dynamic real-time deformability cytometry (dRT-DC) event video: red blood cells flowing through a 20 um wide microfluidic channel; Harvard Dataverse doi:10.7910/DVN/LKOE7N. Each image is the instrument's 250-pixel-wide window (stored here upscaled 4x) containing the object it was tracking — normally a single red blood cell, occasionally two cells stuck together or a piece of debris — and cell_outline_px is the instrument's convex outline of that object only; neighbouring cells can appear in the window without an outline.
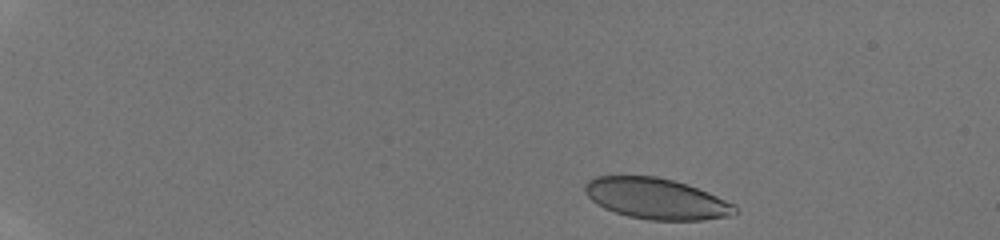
{"species": "human", "species_latin": "Homo sapiens", "temperature_condition": "room temperature", "stored_images_in_passage": 4, "camera_frame_rate_fps": 3000, "um_per_image_px": 0.085, "donor": {"sex": "male"}, "frame": {"image": 1, "passage_image": 1, "time_ms": 0.0, "image_size_px": [1000, 240], "cell_outline_px": [[740, 212], [732, 216], [704, 220], [648, 220], [628, 216], [604, 208], [596, 204], [584, 192], [584, 184], [588, 180], [596, 176], [656, 176], [688, 184], [736, 204]], "centroid_in_image_um": [55.82, 16.89], "position_along_channel_um": 29.2, "area_um2": 36.07}}